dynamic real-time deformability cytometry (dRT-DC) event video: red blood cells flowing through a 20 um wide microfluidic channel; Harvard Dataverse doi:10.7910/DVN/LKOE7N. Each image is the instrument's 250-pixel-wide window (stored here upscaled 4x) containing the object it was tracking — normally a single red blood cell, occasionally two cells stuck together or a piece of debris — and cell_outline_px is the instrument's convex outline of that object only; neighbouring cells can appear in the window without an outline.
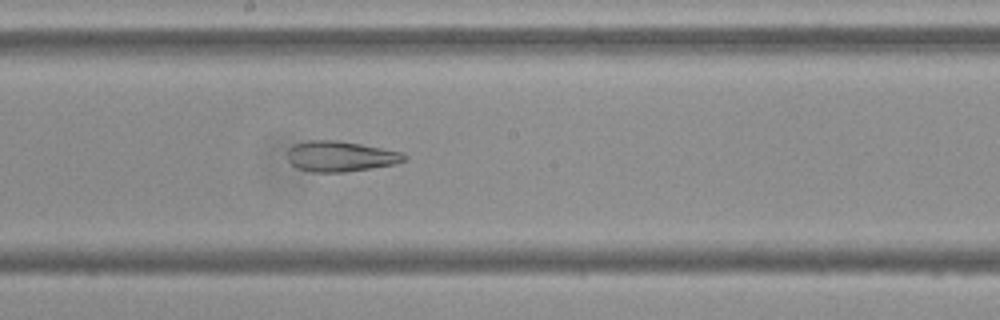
{"species": "Egyptian fruit bat (a non-hibernating species)", "species_latin": "Rousettus aegyptiacus", "temperature_condition": "cold", "stored_images_in_passage": 39, "camera_frame_rate_fps": 3000, "um_per_image_px": 0.085, "frame": {"image": 1, "passage_image": 14, "time_ms": 4.333, "image_size_px": [1000, 320], "cell_outline_px": [[408, 160], [396, 164], [344, 172], [312, 172], [296, 168], [288, 160], [288, 148], [296, 144], [308, 140], [336, 140], [360, 144], [404, 152], [408, 156]], "centroid_in_image_um": [28.97, 13.29], "position_along_channel_um": 219.2, "area_um2": 20.87}}
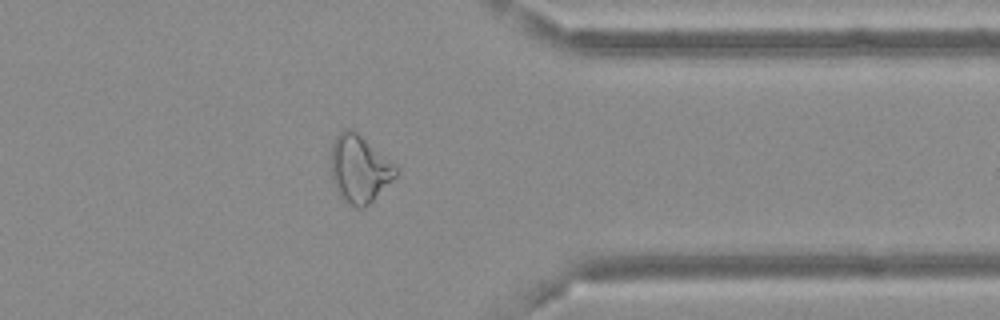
{"frame": {"image": 2, "passage_image": 28, "time_ms": 9.0, "image_size_px": [1000, 320], "cell_outline_px": [[400, 172], [364, 208], [356, 208], [348, 204], [336, 192], [332, 176], [332, 144], [336, 136], [344, 128], [348, 128], [356, 132], [396, 164], [400, 168]], "centroid_in_image_um": [30.57, 14.36], "position_along_channel_um": 380.8, "area_um2": 25.37}}
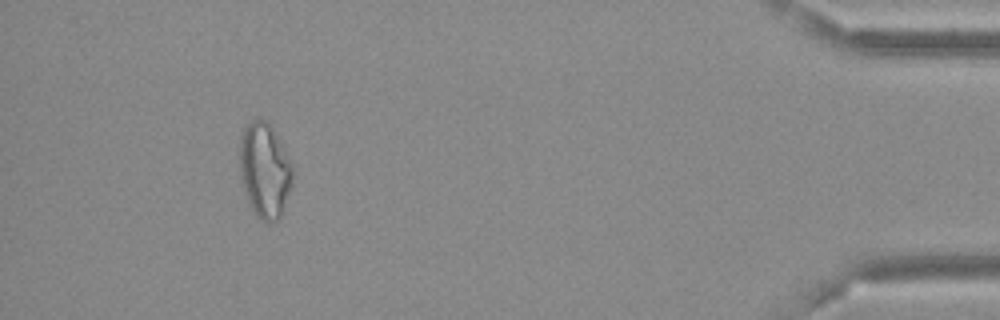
{"frame": {"image": 3, "passage_image": 35, "time_ms": 11.333, "image_size_px": [1000, 320], "cell_outline_px": [[292, 184], [280, 220], [268, 224], [260, 220], [256, 216], [248, 200], [244, 188], [240, 172], [240, 140], [244, 128], [252, 120], [264, 120], [268, 124], [280, 140], [292, 164]], "centroid_in_image_um": [22.52, 14.53], "position_along_channel_um": 412.7, "area_um2": 29.13}, "authors_computed_cell_mechanics": {"area_um2": 23.4668, "velocity_mm_per_s": 3.6664, "shape_relaxation_time_tau1_ms": null, "shape_relaxation_time_tau2_ms": 3.6665, "deformation_change_tau1": null, "deformation_change_tau2": 0.1383}}